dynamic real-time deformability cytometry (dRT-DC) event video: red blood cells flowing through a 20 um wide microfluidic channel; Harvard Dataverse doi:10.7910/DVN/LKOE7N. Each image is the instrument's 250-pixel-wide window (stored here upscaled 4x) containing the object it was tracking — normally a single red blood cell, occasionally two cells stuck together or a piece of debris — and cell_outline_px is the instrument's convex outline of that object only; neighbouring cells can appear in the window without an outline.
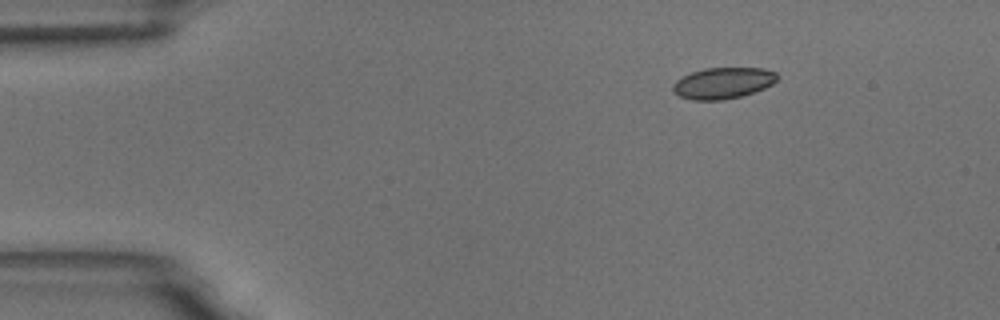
{"species": "common noctule bat (a hibernating species)", "species_latin": "Nyctalus noctula", "temperature_condition": "room temperature", "stored_images_in_passage": 4, "camera_frame_rate_fps": 3000, "um_per_image_px": 0.085, "animal": {"sex": "male", "body_mass_g": 18.8}, "frame": {"image": 1, "passage_image": 1, "time_ms": 0.0, "image_size_px": [1000, 320], "cell_outline_px": [[780, 76], [772, 84], [764, 88], [740, 96], [724, 100], [692, 100], [680, 96], [672, 88], [672, 84], [676, 80], [692, 72], [704, 68], [764, 68], [776, 72]], "centroid_in_image_um": [61.47, 7.05], "position_along_channel_um": 23.5, "area_um2": 18.9}}
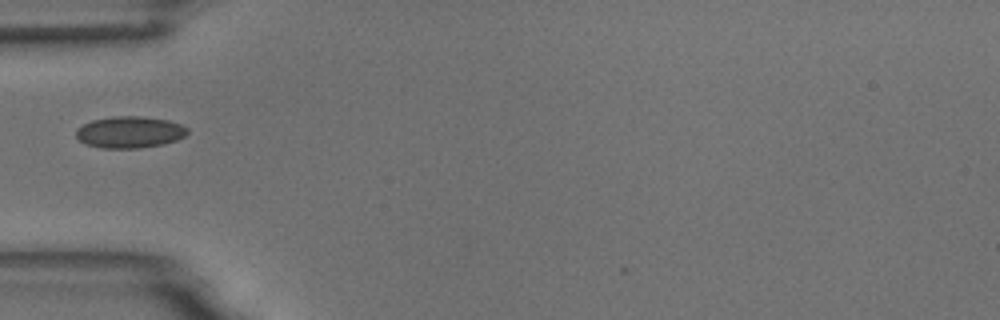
{"frame": {"image": 2, "passage_image": 4, "time_ms": 3.333, "image_size_px": [1000, 320], "cell_outline_px": [[188, 132], [184, 136], [176, 140], [164, 144], [140, 148], [100, 148], [84, 144], [76, 136], [76, 128], [92, 120], [116, 116], [140, 116], [168, 120], [180, 124], [188, 128]], "centroid_in_image_um": [11.01, 11.24], "position_along_channel_um": 74.0, "area_um2": 20.58}}